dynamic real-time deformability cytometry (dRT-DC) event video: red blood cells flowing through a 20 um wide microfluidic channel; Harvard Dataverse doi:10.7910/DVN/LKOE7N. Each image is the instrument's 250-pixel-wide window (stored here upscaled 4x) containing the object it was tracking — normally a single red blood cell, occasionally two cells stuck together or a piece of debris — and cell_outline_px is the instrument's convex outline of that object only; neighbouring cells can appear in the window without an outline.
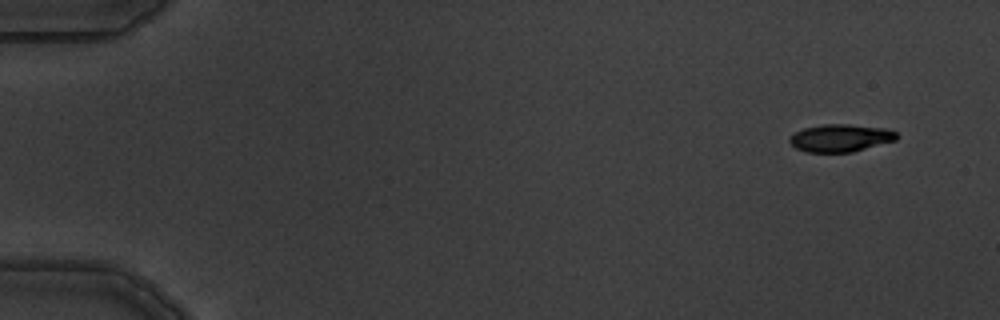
{"species": "common noctule bat (a hibernating species)", "species_latin": "Nyctalus noctula", "temperature_condition": "warm", "stored_images_in_passage": 6, "camera_frame_rate_fps": 3000, "um_per_image_px": 0.085, "animal": {"sex": "male", "body_mass_g": 19.5, "forearm_length_mm": 54.6}, "frame": {"image": 1, "passage_image": 1, "time_ms": 0.0, "image_size_px": [1000, 320], "cell_outline_px": [[896, 140], [852, 152], [808, 152], [796, 148], [788, 140], [796, 132], [804, 128], [824, 124], [848, 124], [884, 128], [896, 132]], "centroid_in_image_um": [71.44, 11.73], "position_along_channel_um": 13.6, "area_um2": 16.94}}
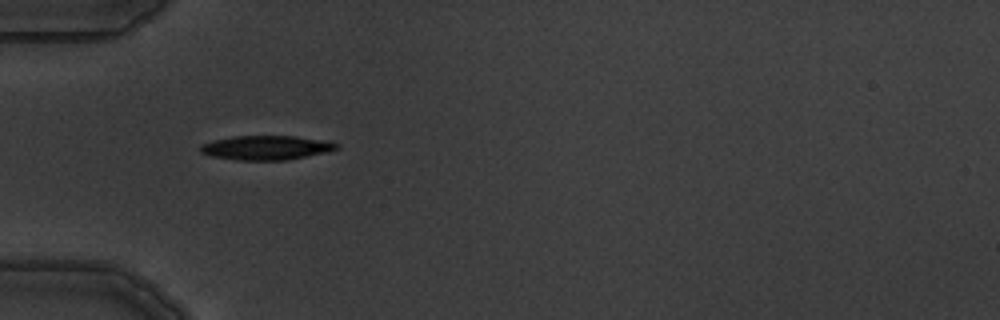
{"frame": {"image": 2, "passage_image": 5, "time_ms": 4.667, "image_size_px": [1000, 320], "cell_outline_px": [[340, 148], [328, 152], [284, 160], [236, 160], [212, 156], [200, 152], [200, 144], [212, 140], [232, 136], [296, 136], [332, 140], [340, 144]], "centroid_in_image_um": [22.69, 12.54], "position_along_channel_um": 62.3, "area_um2": 19.59}}